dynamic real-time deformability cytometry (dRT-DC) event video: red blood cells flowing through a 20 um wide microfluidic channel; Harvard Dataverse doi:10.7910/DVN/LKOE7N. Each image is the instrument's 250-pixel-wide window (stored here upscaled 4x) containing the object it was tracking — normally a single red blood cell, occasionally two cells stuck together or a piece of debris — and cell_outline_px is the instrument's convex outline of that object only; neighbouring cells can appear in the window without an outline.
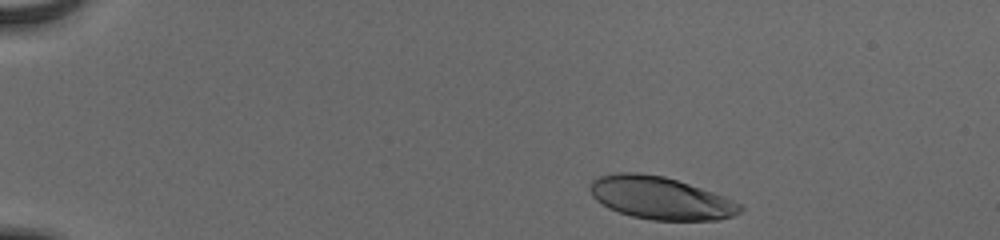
{"species": "human", "species_latin": "Homo sapiens", "temperature_condition": "cold", "stored_images_in_passage": 40, "camera_frame_rate_fps": 3000, "um_per_image_px": 0.085, "donor": {"sex": "male"}, "frame": {"image": 1, "passage_image": 1, "time_ms": 0.0, "image_size_px": [1000, 240], "cell_outline_px": [[744, 208], [740, 212], [732, 216], [720, 220], [652, 220], [632, 216], [608, 208], [596, 200], [592, 196], [588, 188], [592, 180], [600, 176], [616, 172], [640, 172], [664, 176], [724, 196], [744, 204]], "centroid_in_image_um": [56.14, 16.83], "position_along_channel_um": 28.9, "area_um2": 37.4}}
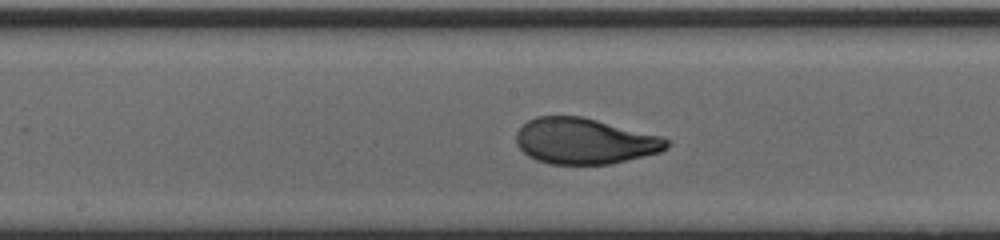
{"frame": {"image": 2, "passage_image": 22, "time_ms": 7.0, "image_size_px": [1000, 240], "cell_outline_px": [[668, 148], [660, 152], [612, 164], [552, 164], [536, 160], [528, 156], [516, 144], [516, 132], [528, 120], [536, 116], [584, 116], [664, 136], [668, 140]], "centroid_in_image_um": [49.72, 11.98], "position_along_channel_um": 198.5, "area_um2": 40.63}}
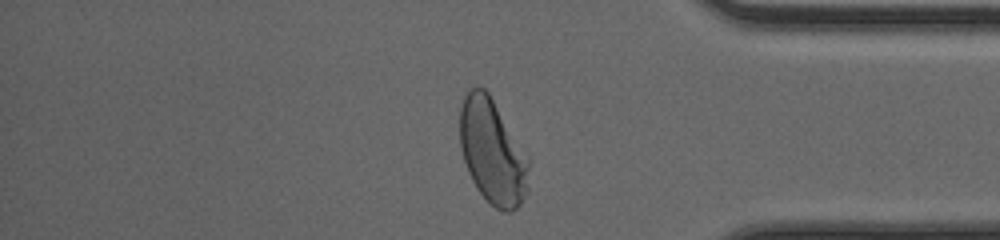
{"frame": {"image": 3, "passage_image": 38, "time_ms": 12.333, "image_size_px": [1000, 240], "cell_outline_px": [[528, 192], [520, 204], [512, 212], [504, 212], [496, 208], [476, 188], [468, 172], [460, 148], [460, 108], [464, 96], [472, 88], [484, 88], [488, 92], [528, 156]], "centroid_in_image_um": [41.86, 12.92], "position_along_channel_um": 393.3, "area_um2": 41.79}, "authors_computed_cell_mechanics": {"area_um2": 40.3444, "velocity_mm_per_s": 3.8863, "shape_relaxation_time_tau1_ms": 2.8104, "shape_relaxation_time_tau2_ms": null, "deformation_change_tau1": 0.1811, "deformation_change_tau2": null}}